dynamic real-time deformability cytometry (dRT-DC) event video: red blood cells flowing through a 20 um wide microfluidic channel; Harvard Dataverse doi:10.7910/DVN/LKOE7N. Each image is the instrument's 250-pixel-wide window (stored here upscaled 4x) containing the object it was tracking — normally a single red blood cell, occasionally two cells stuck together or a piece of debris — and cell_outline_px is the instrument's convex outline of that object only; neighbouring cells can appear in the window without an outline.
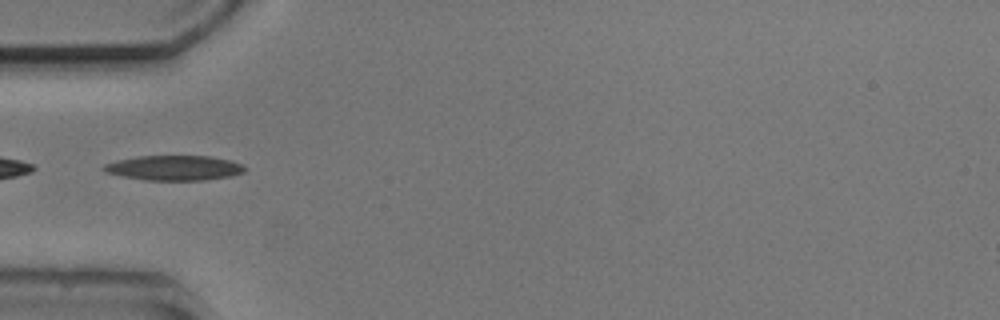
{"species": "common noctule bat (a hibernating species)", "species_latin": "Nyctalus noctula", "temperature_condition": "cold", "stored_images_in_passage": 6, "camera_frame_rate_fps": 3000, "um_per_image_px": 0.085, "animal": {"sex": "male", "body_mass_g": 20.5, "forearm_length_mm": 52.5}, "frame": {"image": 1, "passage_image": 3, "time_ms": 2.667, "image_size_px": [1000, 320], "cell_outline_px": [[248, 168], [244, 172], [232, 176], [204, 180], [144, 180], [104, 172], [100, 168], [104, 164], [116, 160], [136, 156], [212, 156], [232, 160]], "centroid_in_image_um": [14.81, 14.26], "position_along_channel_um": 70.2, "area_um2": 20.69}}